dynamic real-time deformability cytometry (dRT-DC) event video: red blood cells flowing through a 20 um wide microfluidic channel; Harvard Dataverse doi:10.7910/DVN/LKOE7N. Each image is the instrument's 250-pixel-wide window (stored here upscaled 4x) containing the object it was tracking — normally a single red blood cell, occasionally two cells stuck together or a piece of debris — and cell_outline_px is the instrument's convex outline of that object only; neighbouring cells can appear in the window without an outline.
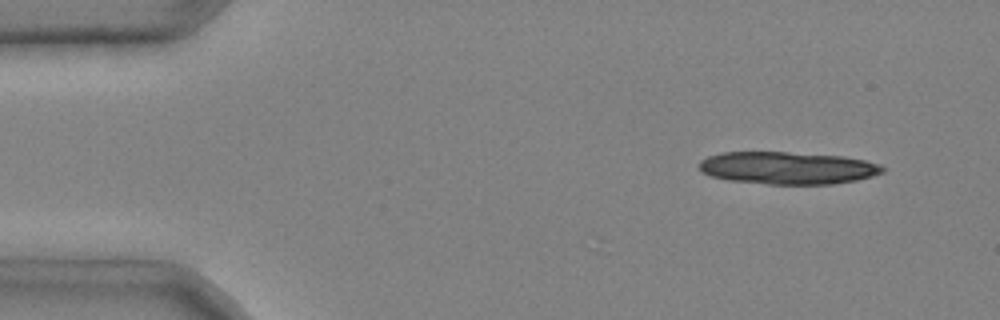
{"species": "common noctule bat (a hibernating species)", "species_latin": "Nyctalus noctula", "temperature_condition": "cold", "stored_images_in_passage": 2, "camera_frame_rate_fps": 3000, "um_per_image_px": 0.085, "animal": {"sex": "male", "body_mass_g": 20.4}, "frame": {"image": 1, "passage_image": 2, "time_ms": 0.333, "image_size_px": [1000, 320], "cell_outline_px": [[884, 172], [872, 176], [856, 180], [832, 184], [768, 184], [728, 180], [712, 176], [704, 172], [700, 168], [700, 160], [708, 156], [720, 152], [788, 152], [844, 156], [864, 160], [880, 164], [884, 168]], "centroid_in_image_um": [66.96, 14.27], "position_along_channel_um": 18.0, "area_um2": 34.62}}